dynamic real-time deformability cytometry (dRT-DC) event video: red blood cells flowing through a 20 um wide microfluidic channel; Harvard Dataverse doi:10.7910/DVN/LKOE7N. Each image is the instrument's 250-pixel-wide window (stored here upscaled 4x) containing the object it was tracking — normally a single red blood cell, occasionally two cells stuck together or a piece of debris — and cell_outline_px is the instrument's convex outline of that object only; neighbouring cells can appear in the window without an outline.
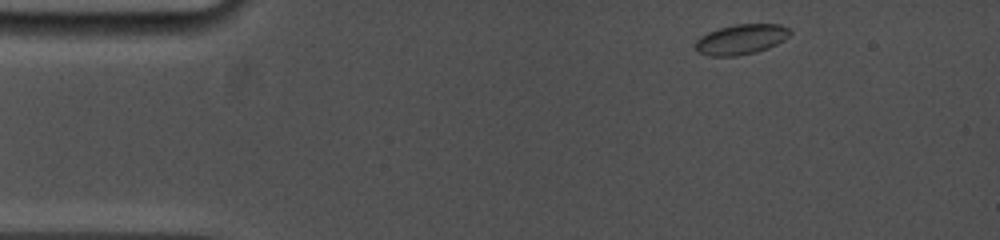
{"species": "common noctule bat (a hibernating species)", "species_latin": "Nyctalus noctula", "temperature_condition": "cold", "stored_images_in_passage": 54, "camera_frame_rate_fps": 5000, "um_per_image_px": 0.085, "animal": {"sex": "female", "body_mass_g": 19.0, "forearm_length_mm": 53.3}, "frame": {"image": 1, "passage_image": 1, "time_ms": 0.0, "image_size_px": [1000, 240], "cell_outline_px": [[792, 32], [784, 40], [768, 48], [756, 52], [736, 56], [708, 56], [696, 52], [696, 40], [700, 36], [708, 32], [720, 28], [736, 24], [780, 24], [788, 28]], "centroid_in_image_um": [62.98, 3.35], "position_along_channel_um": 22.0, "area_um2": 16.65}}
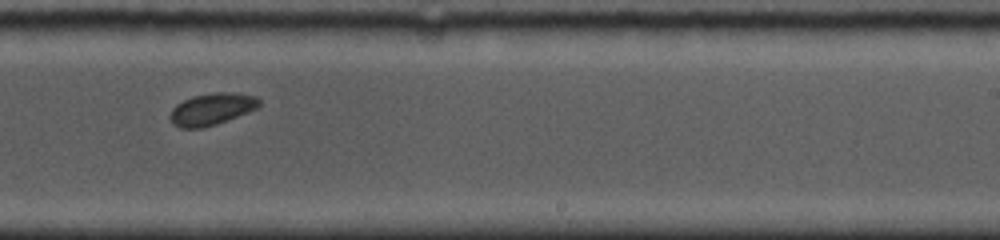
{"frame": {"image": 2, "passage_image": 29, "time_ms": 8.4, "image_size_px": [1000, 240], "cell_outline_px": [[260, 108], [228, 120], [216, 124], [200, 128], [180, 128], [172, 124], [168, 116], [172, 108], [176, 104], [192, 96], [216, 92], [228, 92], [256, 96], [260, 100]], "centroid_in_image_um": [17.99, 9.28], "position_along_channel_um": 271.0, "area_um2": 16.76}}
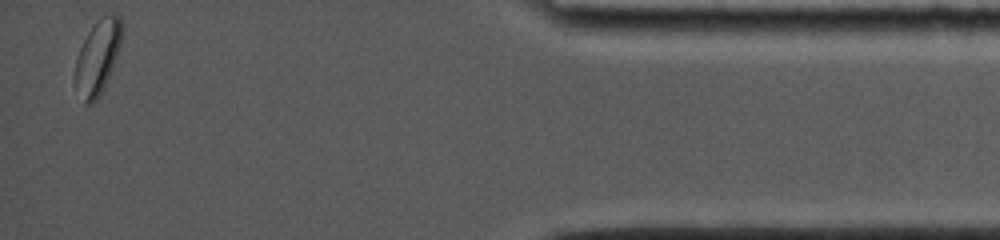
{"frame": {"image": 3, "passage_image": 54, "time_ms": 13.8, "image_size_px": [1000, 240], "cell_outline_px": [[124, 28], [120, 44], [112, 68], [96, 100], [92, 104], [84, 104], [76, 80], [76, 60], [80, 48], [88, 32], [96, 20], [100, 16], [120, 16], [124, 24]], "centroid_in_image_um": [8.33, 4.78], "position_along_channel_um": 426.9, "area_um2": 19.48}, "authors_computed_cell_mechanics": {"area_um2": 16.7042, "velocity_mm_per_s": 3.8326, "shape_relaxation_time_tau1_ms": null, "shape_relaxation_time_tau2_ms": 2.7661, "deformation_change_tau1": null, "deformation_change_tau2": 0.04}}